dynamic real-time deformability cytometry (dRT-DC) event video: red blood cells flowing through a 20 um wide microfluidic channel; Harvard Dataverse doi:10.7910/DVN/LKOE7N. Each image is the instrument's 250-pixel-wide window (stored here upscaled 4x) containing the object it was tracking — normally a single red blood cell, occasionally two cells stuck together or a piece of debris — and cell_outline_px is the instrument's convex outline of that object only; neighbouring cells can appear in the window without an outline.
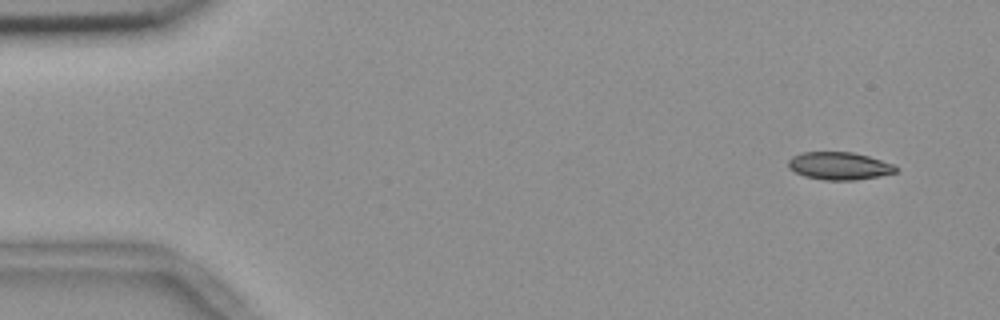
{"species": "common noctule bat (a hibernating species)", "species_latin": "Nyctalus noctula", "temperature_condition": "room temperature", "stored_images_in_passage": 8, "camera_frame_rate_fps": 3000, "um_per_image_px": 0.085, "animal": {"sex": "female", "body_mass_g": 18.4}, "frame": {"image": 1, "passage_image": 1, "time_ms": 0.0, "image_size_px": [1000, 320], "cell_outline_px": [[900, 168], [896, 172], [880, 176], [856, 180], [824, 180], [804, 176], [788, 168], [788, 160], [792, 156], [800, 152], [852, 152], [868, 156], [896, 164]], "centroid_in_image_um": [71.36, 14.1], "position_along_channel_um": 13.6, "area_um2": 17.57}}
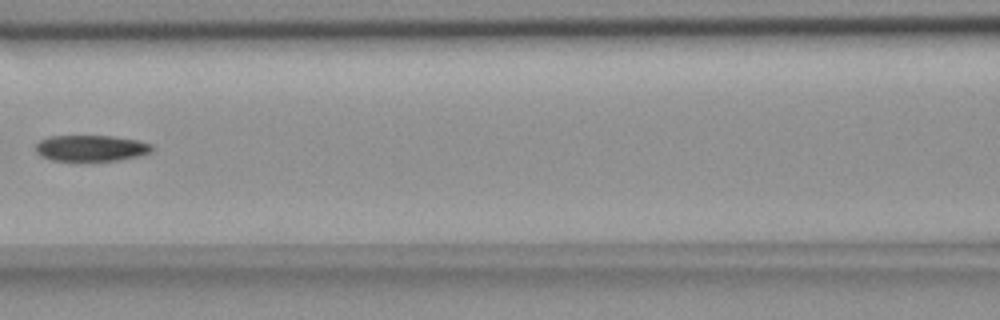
{"frame": {"image": 2, "passage_image": 7, "time_ms": 2.0, "image_size_px": [1000, 320], "cell_outline_px": [[152, 152], [140, 156], [120, 160], [52, 160], [40, 156], [36, 152], [36, 144], [40, 140], [48, 136], [112, 136], [136, 140], [152, 144]], "centroid_in_image_um": [7.74, 12.59], "position_along_channel_um": 158.9, "area_um2": 17.63}}
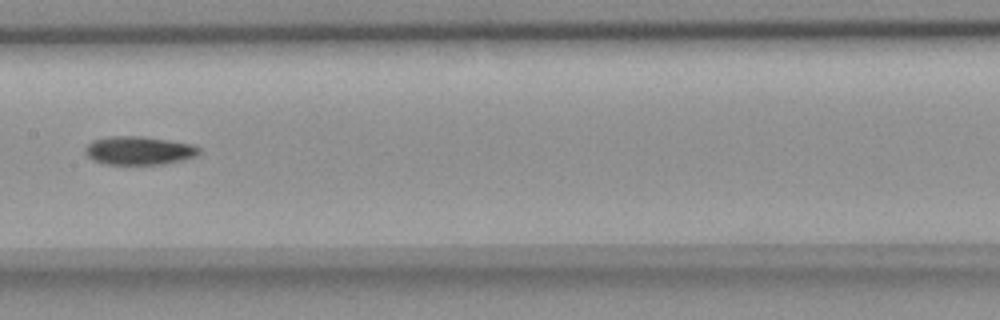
{"frame": {"image": 3, "passage_image": 8, "time_ms": 2.333, "image_size_px": [1000, 320], "cell_outline_px": [[200, 152], [196, 156], [184, 160], [164, 164], [104, 164], [92, 160], [84, 152], [84, 148], [92, 140], [108, 136], [140, 136], [168, 140], [192, 144], [200, 148]], "centroid_in_image_um": [11.79, 12.8], "position_along_channel_um": 195.6, "area_um2": 19.02}}